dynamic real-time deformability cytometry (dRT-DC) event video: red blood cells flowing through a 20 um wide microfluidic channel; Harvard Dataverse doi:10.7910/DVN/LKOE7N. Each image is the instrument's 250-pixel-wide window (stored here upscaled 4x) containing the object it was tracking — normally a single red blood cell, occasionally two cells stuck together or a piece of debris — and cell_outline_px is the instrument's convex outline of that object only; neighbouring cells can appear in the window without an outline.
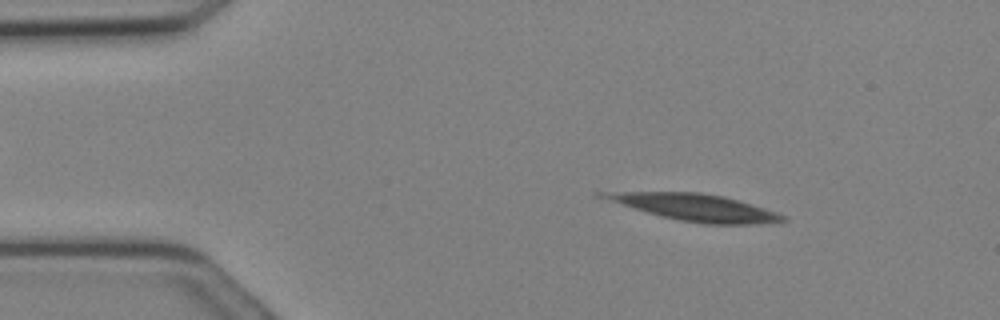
{"species": "Egyptian fruit bat (a non-hibernating species)", "species_latin": "Rousettus aegyptiacus", "temperature_condition": "cold", "stored_images_in_passage": 11, "camera_frame_rate_fps": 3000, "um_per_image_px": 0.085, "animal": {"sex": "female"}, "frame": {"image": 1, "passage_image": 3, "time_ms": 0.667, "image_size_px": [1000, 320], "cell_outline_px": [[788, 220], [756, 224], [704, 224], [680, 220], [660, 216], [592, 196], [592, 192], [700, 192], [724, 196], [764, 208], [788, 216]], "centroid_in_image_um": [59.02, 17.62], "position_along_channel_um": 26.0, "area_um2": 28.09}}
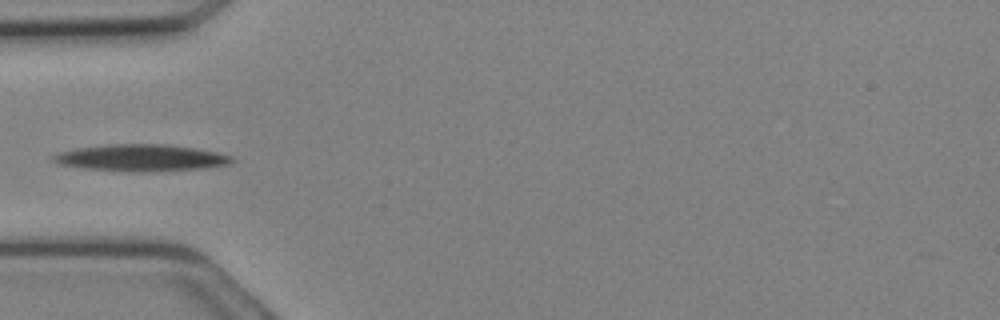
{"frame": {"image": 2, "passage_image": 8, "time_ms": 2.333, "image_size_px": [1000, 320], "cell_outline_px": [[236, 160], [232, 164], [204, 168], [144, 172], [128, 172], [80, 168], [56, 164], [48, 156], [56, 152], [76, 148], [108, 144], [164, 144], [196, 148], [216, 152], [232, 156]], "centroid_in_image_um": [11.92, 13.42], "position_along_channel_um": 73.1, "area_um2": 28.44}}
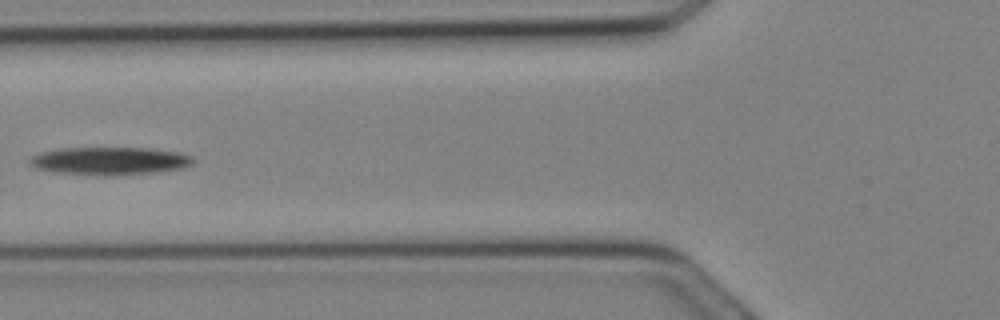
{"frame": {"image": 3, "passage_image": 10, "time_ms": 3.0, "image_size_px": [1000, 320], "cell_outline_px": [[196, 164], [184, 168], [160, 172], [100, 176], [56, 172], [36, 168], [28, 164], [28, 160], [32, 156], [40, 152], [60, 148], [152, 148], [180, 152], [192, 156], [196, 160]], "centroid_in_image_um": [9.39, 13.68], "position_along_channel_um": 116.4, "area_um2": 26.99}}